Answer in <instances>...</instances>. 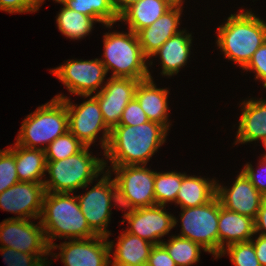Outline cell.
<instances>
[{"mask_svg":"<svg viewBox=\"0 0 266 266\" xmlns=\"http://www.w3.org/2000/svg\"><path fill=\"white\" fill-rule=\"evenodd\" d=\"M182 12L183 8L171 7L153 24L136 33L143 53L148 59H151L169 38L182 31L178 28Z\"/></svg>","mask_w":266,"mask_h":266,"instance_id":"cell-18","label":"cell"},{"mask_svg":"<svg viewBox=\"0 0 266 266\" xmlns=\"http://www.w3.org/2000/svg\"><path fill=\"white\" fill-rule=\"evenodd\" d=\"M12 145L14 146H7L6 149L0 150V193L19 182L15 162V143Z\"/></svg>","mask_w":266,"mask_h":266,"instance_id":"cell-33","label":"cell"},{"mask_svg":"<svg viewBox=\"0 0 266 266\" xmlns=\"http://www.w3.org/2000/svg\"><path fill=\"white\" fill-rule=\"evenodd\" d=\"M181 214V215H180ZM181 232L178 236L188 238L218 259L219 198L197 207L181 208Z\"/></svg>","mask_w":266,"mask_h":266,"instance_id":"cell-9","label":"cell"},{"mask_svg":"<svg viewBox=\"0 0 266 266\" xmlns=\"http://www.w3.org/2000/svg\"><path fill=\"white\" fill-rule=\"evenodd\" d=\"M236 176L231 187L217 182L216 195L225 209L255 219L265 197L242 170Z\"/></svg>","mask_w":266,"mask_h":266,"instance_id":"cell-17","label":"cell"},{"mask_svg":"<svg viewBox=\"0 0 266 266\" xmlns=\"http://www.w3.org/2000/svg\"><path fill=\"white\" fill-rule=\"evenodd\" d=\"M170 8L165 0H140L125 10L119 16L118 22H125L128 24V30L137 33L153 24Z\"/></svg>","mask_w":266,"mask_h":266,"instance_id":"cell-25","label":"cell"},{"mask_svg":"<svg viewBox=\"0 0 266 266\" xmlns=\"http://www.w3.org/2000/svg\"><path fill=\"white\" fill-rule=\"evenodd\" d=\"M255 222V234L266 237V197L264 198L261 207L257 213Z\"/></svg>","mask_w":266,"mask_h":266,"instance_id":"cell-40","label":"cell"},{"mask_svg":"<svg viewBox=\"0 0 266 266\" xmlns=\"http://www.w3.org/2000/svg\"><path fill=\"white\" fill-rule=\"evenodd\" d=\"M153 77L140 80L135 98L150 121L163 125L168 131L171 123L169 120L168 88H157Z\"/></svg>","mask_w":266,"mask_h":266,"instance_id":"cell-20","label":"cell"},{"mask_svg":"<svg viewBox=\"0 0 266 266\" xmlns=\"http://www.w3.org/2000/svg\"><path fill=\"white\" fill-rule=\"evenodd\" d=\"M117 238L116 243H114V240L108 241L110 255L113 254V259H110L112 260L110 261L111 266L147 265L154 244L127 232L125 229ZM113 248H115V251H113Z\"/></svg>","mask_w":266,"mask_h":266,"instance_id":"cell-22","label":"cell"},{"mask_svg":"<svg viewBox=\"0 0 266 266\" xmlns=\"http://www.w3.org/2000/svg\"><path fill=\"white\" fill-rule=\"evenodd\" d=\"M69 9L93 17L97 23L111 29L119 21L111 0H66Z\"/></svg>","mask_w":266,"mask_h":266,"instance_id":"cell-28","label":"cell"},{"mask_svg":"<svg viewBox=\"0 0 266 266\" xmlns=\"http://www.w3.org/2000/svg\"><path fill=\"white\" fill-rule=\"evenodd\" d=\"M41 7L40 0H0V11L15 13H35Z\"/></svg>","mask_w":266,"mask_h":266,"instance_id":"cell-38","label":"cell"},{"mask_svg":"<svg viewBox=\"0 0 266 266\" xmlns=\"http://www.w3.org/2000/svg\"><path fill=\"white\" fill-rule=\"evenodd\" d=\"M45 193L43 183L19 181L0 193V209L18 215L10 219L37 220Z\"/></svg>","mask_w":266,"mask_h":266,"instance_id":"cell-15","label":"cell"},{"mask_svg":"<svg viewBox=\"0 0 266 266\" xmlns=\"http://www.w3.org/2000/svg\"><path fill=\"white\" fill-rule=\"evenodd\" d=\"M150 121L146 116L145 112L142 110L139 102L134 97L125 107L119 125H140Z\"/></svg>","mask_w":266,"mask_h":266,"instance_id":"cell-37","label":"cell"},{"mask_svg":"<svg viewBox=\"0 0 266 266\" xmlns=\"http://www.w3.org/2000/svg\"><path fill=\"white\" fill-rule=\"evenodd\" d=\"M192 34L188 33L186 28L169 38L162 46L152 55L159 57L162 67L161 75L172 77L177 75L180 68L187 65L191 54Z\"/></svg>","mask_w":266,"mask_h":266,"instance_id":"cell-23","label":"cell"},{"mask_svg":"<svg viewBox=\"0 0 266 266\" xmlns=\"http://www.w3.org/2000/svg\"><path fill=\"white\" fill-rule=\"evenodd\" d=\"M185 172H157L155 171L154 194L155 205L167 206L168 202L175 203L182 178Z\"/></svg>","mask_w":266,"mask_h":266,"instance_id":"cell-30","label":"cell"},{"mask_svg":"<svg viewBox=\"0 0 266 266\" xmlns=\"http://www.w3.org/2000/svg\"><path fill=\"white\" fill-rule=\"evenodd\" d=\"M105 169L112 175L114 172L119 210L121 209L123 212V210L127 211L155 205L154 170L147 168L146 165H105Z\"/></svg>","mask_w":266,"mask_h":266,"instance_id":"cell-7","label":"cell"},{"mask_svg":"<svg viewBox=\"0 0 266 266\" xmlns=\"http://www.w3.org/2000/svg\"><path fill=\"white\" fill-rule=\"evenodd\" d=\"M262 145L265 148V152H266V138L262 141ZM262 157H266V153L261 155Z\"/></svg>","mask_w":266,"mask_h":266,"instance_id":"cell-44","label":"cell"},{"mask_svg":"<svg viewBox=\"0 0 266 266\" xmlns=\"http://www.w3.org/2000/svg\"><path fill=\"white\" fill-rule=\"evenodd\" d=\"M171 7L183 8L185 0H165Z\"/></svg>","mask_w":266,"mask_h":266,"instance_id":"cell-43","label":"cell"},{"mask_svg":"<svg viewBox=\"0 0 266 266\" xmlns=\"http://www.w3.org/2000/svg\"><path fill=\"white\" fill-rule=\"evenodd\" d=\"M104 52L100 59L111 77L144 80L151 77L149 66L153 62L144 55L137 34L127 32H106L103 35ZM149 65V66H148Z\"/></svg>","mask_w":266,"mask_h":266,"instance_id":"cell-5","label":"cell"},{"mask_svg":"<svg viewBox=\"0 0 266 266\" xmlns=\"http://www.w3.org/2000/svg\"><path fill=\"white\" fill-rule=\"evenodd\" d=\"M108 237L97 235L86 239H73L60 245L54 243L50 246V257L61 259L64 266H109L110 248ZM60 249V253L52 250Z\"/></svg>","mask_w":266,"mask_h":266,"instance_id":"cell-14","label":"cell"},{"mask_svg":"<svg viewBox=\"0 0 266 266\" xmlns=\"http://www.w3.org/2000/svg\"><path fill=\"white\" fill-rule=\"evenodd\" d=\"M165 207L153 205L127 210L123 215L125 220L123 219L121 224L127 221V232L154 245L161 244V238L168 235L178 222V218L167 212Z\"/></svg>","mask_w":266,"mask_h":266,"instance_id":"cell-13","label":"cell"},{"mask_svg":"<svg viewBox=\"0 0 266 266\" xmlns=\"http://www.w3.org/2000/svg\"><path fill=\"white\" fill-rule=\"evenodd\" d=\"M226 254L229 255L230 261L234 266H260L251 240L226 246L218 258Z\"/></svg>","mask_w":266,"mask_h":266,"instance_id":"cell-32","label":"cell"},{"mask_svg":"<svg viewBox=\"0 0 266 266\" xmlns=\"http://www.w3.org/2000/svg\"><path fill=\"white\" fill-rule=\"evenodd\" d=\"M139 81L131 78L109 77L103 88L93 94L99 103L103 120L110 130L119 125L125 107L135 97Z\"/></svg>","mask_w":266,"mask_h":266,"instance_id":"cell-16","label":"cell"},{"mask_svg":"<svg viewBox=\"0 0 266 266\" xmlns=\"http://www.w3.org/2000/svg\"><path fill=\"white\" fill-rule=\"evenodd\" d=\"M140 0H111L113 8L119 17L125 10Z\"/></svg>","mask_w":266,"mask_h":266,"instance_id":"cell-42","label":"cell"},{"mask_svg":"<svg viewBox=\"0 0 266 266\" xmlns=\"http://www.w3.org/2000/svg\"><path fill=\"white\" fill-rule=\"evenodd\" d=\"M256 252L257 260L260 266H266V237L258 235L255 239H251Z\"/></svg>","mask_w":266,"mask_h":266,"instance_id":"cell-41","label":"cell"},{"mask_svg":"<svg viewBox=\"0 0 266 266\" xmlns=\"http://www.w3.org/2000/svg\"><path fill=\"white\" fill-rule=\"evenodd\" d=\"M85 147L70 131L57 137L45 149L46 161L66 159Z\"/></svg>","mask_w":266,"mask_h":266,"instance_id":"cell-31","label":"cell"},{"mask_svg":"<svg viewBox=\"0 0 266 266\" xmlns=\"http://www.w3.org/2000/svg\"><path fill=\"white\" fill-rule=\"evenodd\" d=\"M254 235V219L225 209L219 200L218 257L226 246L250 241Z\"/></svg>","mask_w":266,"mask_h":266,"instance_id":"cell-21","label":"cell"},{"mask_svg":"<svg viewBox=\"0 0 266 266\" xmlns=\"http://www.w3.org/2000/svg\"><path fill=\"white\" fill-rule=\"evenodd\" d=\"M256 99H246L239 104L242 112L235 145L262 142L266 138V99Z\"/></svg>","mask_w":266,"mask_h":266,"instance_id":"cell-19","label":"cell"},{"mask_svg":"<svg viewBox=\"0 0 266 266\" xmlns=\"http://www.w3.org/2000/svg\"><path fill=\"white\" fill-rule=\"evenodd\" d=\"M90 147L85 146L80 152L58 161H46L49 179H44L46 192L74 193L78 189H87L105 170L103 157L93 156ZM92 154V155H91ZM76 190V191H75Z\"/></svg>","mask_w":266,"mask_h":266,"instance_id":"cell-4","label":"cell"},{"mask_svg":"<svg viewBox=\"0 0 266 266\" xmlns=\"http://www.w3.org/2000/svg\"><path fill=\"white\" fill-rule=\"evenodd\" d=\"M67 131L69 127L65 101L53 97L27 115L15 140L23 147L45 150Z\"/></svg>","mask_w":266,"mask_h":266,"instance_id":"cell-6","label":"cell"},{"mask_svg":"<svg viewBox=\"0 0 266 266\" xmlns=\"http://www.w3.org/2000/svg\"><path fill=\"white\" fill-rule=\"evenodd\" d=\"M161 244L177 266H192L199 262L201 249L206 252L199 244L178 235H171L167 242L163 241Z\"/></svg>","mask_w":266,"mask_h":266,"instance_id":"cell-29","label":"cell"},{"mask_svg":"<svg viewBox=\"0 0 266 266\" xmlns=\"http://www.w3.org/2000/svg\"><path fill=\"white\" fill-rule=\"evenodd\" d=\"M39 220L49 247L58 238L73 240L97 236L88 225L74 193L46 192Z\"/></svg>","mask_w":266,"mask_h":266,"instance_id":"cell-3","label":"cell"},{"mask_svg":"<svg viewBox=\"0 0 266 266\" xmlns=\"http://www.w3.org/2000/svg\"><path fill=\"white\" fill-rule=\"evenodd\" d=\"M217 194V181L212 178L187 175L185 173L175 204L180 208L201 206L211 201Z\"/></svg>","mask_w":266,"mask_h":266,"instance_id":"cell-24","label":"cell"},{"mask_svg":"<svg viewBox=\"0 0 266 266\" xmlns=\"http://www.w3.org/2000/svg\"><path fill=\"white\" fill-rule=\"evenodd\" d=\"M40 1H41V5H42V3H44L45 0H40ZM53 1H55V2H57V3H59V4H62V3H64L66 0H53Z\"/></svg>","mask_w":266,"mask_h":266,"instance_id":"cell-45","label":"cell"},{"mask_svg":"<svg viewBox=\"0 0 266 266\" xmlns=\"http://www.w3.org/2000/svg\"><path fill=\"white\" fill-rule=\"evenodd\" d=\"M63 8L56 16L58 30L67 38L79 40L87 37L97 22L93 17L69 9L62 3Z\"/></svg>","mask_w":266,"mask_h":266,"instance_id":"cell-27","label":"cell"},{"mask_svg":"<svg viewBox=\"0 0 266 266\" xmlns=\"http://www.w3.org/2000/svg\"><path fill=\"white\" fill-rule=\"evenodd\" d=\"M101 178L90 190H86L82 195H76L83 215L90 228L101 236L109 238L108 224L111 218L112 207L119 206L117 186L111 173L105 171ZM113 202V203H112Z\"/></svg>","mask_w":266,"mask_h":266,"instance_id":"cell-10","label":"cell"},{"mask_svg":"<svg viewBox=\"0 0 266 266\" xmlns=\"http://www.w3.org/2000/svg\"><path fill=\"white\" fill-rule=\"evenodd\" d=\"M65 62L52 70L50 69V72L64 84L71 95H93L105 85L103 83H105L107 71L100 58L92 60L68 59Z\"/></svg>","mask_w":266,"mask_h":266,"instance_id":"cell-11","label":"cell"},{"mask_svg":"<svg viewBox=\"0 0 266 266\" xmlns=\"http://www.w3.org/2000/svg\"><path fill=\"white\" fill-rule=\"evenodd\" d=\"M0 247L36 254L47 265H51L52 259L46 257L50 254V247L40 221L34 224L31 219H4L0 223Z\"/></svg>","mask_w":266,"mask_h":266,"instance_id":"cell-12","label":"cell"},{"mask_svg":"<svg viewBox=\"0 0 266 266\" xmlns=\"http://www.w3.org/2000/svg\"><path fill=\"white\" fill-rule=\"evenodd\" d=\"M258 168H253L251 163H246L241 169L248 179L252 182L254 187L266 197V157H261ZM255 169V170H254Z\"/></svg>","mask_w":266,"mask_h":266,"instance_id":"cell-36","label":"cell"},{"mask_svg":"<svg viewBox=\"0 0 266 266\" xmlns=\"http://www.w3.org/2000/svg\"><path fill=\"white\" fill-rule=\"evenodd\" d=\"M81 97L90 98L77 105L73 104L70 101L71 99L62 93L55 96V98L65 101L69 131L87 147H90L96 142L95 140L98 134L102 131V136L99 137V143H101V148L105 152L111 130L103 120L97 99L92 95H81Z\"/></svg>","mask_w":266,"mask_h":266,"instance_id":"cell-8","label":"cell"},{"mask_svg":"<svg viewBox=\"0 0 266 266\" xmlns=\"http://www.w3.org/2000/svg\"><path fill=\"white\" fill-rule=\"evenodd\" d=\"M15 162L19 181L43 183L46 176L45 150L15 143Z\"/></svg>","mask_w":266,"mask_h":266,"instance_id":"cell-26","label":"cell"},{"mask_svg":"<svg viewBox=\"0 0 266 266\" xmlns=\"http://www.w3.org/2000/svg\"><path fill=\"white\" fill-rule=\"evenodd\" d=\"M168 130L161 124L148 121L134 126L118 125L110 132L105 152V165H147L150 158L165 143ZM107 160V161H106Z\"/></svg>","mask_w":266,"mask_h":266,"instance_id":"cell-1","label":"cell"},{"mask_svg":"<svg viewBox=\"0 0 266 266\" xmlns=\"http://www.w3.org/2000/svg\"><path fill=\"white\" fill-rule=\"evenodd\" d=\"M7 266H48L38 255L23 253L9 247H0Z\"/></svg>","mask_w":266,"mask_h":266,"instance_id":"cell-34","label":"cell"},{"mask_svg":"<svg viewBox=\"0 0 266 266\" xmlns=\"http://www.w3.org/2000/svg\"><path fill=\"white\" fill-rule=\"evenodd\" d=\"M147 266H177L162 244L154 245L151 249Z\"/></svg>","mask_w":266,"mask_h":266,"instance_id":"cell-39","label":"cell"},{"mask_svg":"<svg viewBox=\"0 0 266 266\" xmlns=\"http://www.w3.org/2000/svg\"><path fill=\"white\" fill-rule=\"evenodd\" d=\"M242 70L254 72L255 80L262 81L263 88H266V41L252 55L249 63Z\"/></svg>","mask_w":266,"mask_h":266,"instance_id":"cell-35","label":"cell"},{"mask_svg":"<svg viewBox=\"0 0 266 266\" xmlns=\"http://www.w3.org/2000/svg\"><path fill=\"white\" fill-rule=\"evenodd\" d=\"M217 47L224 58L243 69L252 55L266 41V22L252 10L240 9L230 14L227 21L217 28Z\"/></svg>","mask_w":266,"mask_h":266,"instance_id":"cell-2","label":"cell"}]
</instances>
